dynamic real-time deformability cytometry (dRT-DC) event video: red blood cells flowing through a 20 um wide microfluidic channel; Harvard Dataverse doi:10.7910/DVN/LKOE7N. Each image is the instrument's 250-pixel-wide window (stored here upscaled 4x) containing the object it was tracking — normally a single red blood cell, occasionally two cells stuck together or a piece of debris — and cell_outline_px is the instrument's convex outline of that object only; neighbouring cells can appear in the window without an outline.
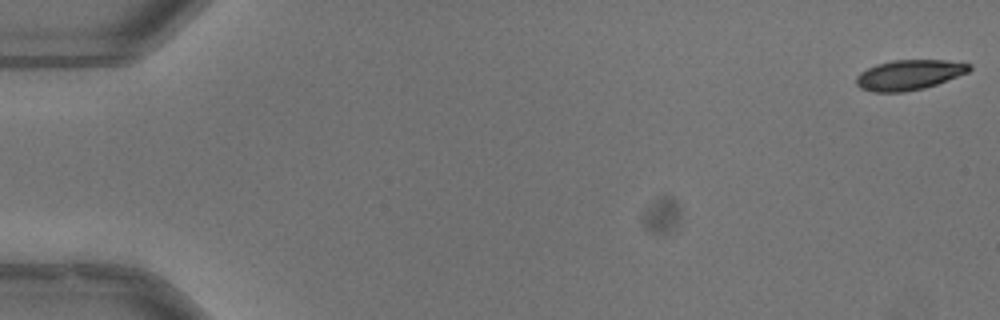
{"species": "common noctule bat (a hibernating species)", "species_latin": "Nyctalus noctula", "temperature_condition": "warm", "stored_images_in_passage": 53, "camera_frame_rate_fps": 3000, "um_per_image_px": 0.085, "animal": {"sex": "male", "body_mass_g": 13.3}, "frame": {"image": 1, "passage_image": 1, "time_ms": 0.0, "image_size_px": [1000, 320], "cell_outline_px": [[972, 68], [968, 72], [936, 84], [924, 88], [904, 92], [872, 92], [860, 88], [856, 84], [856, 76], [860, 72], [876, 64], [892, 60], [944, 60], [972, 64]], "centroid_in_image_um": [77.25, 6.36], "position_along_channel_um": 7.8, "area_um2": 19.83}}
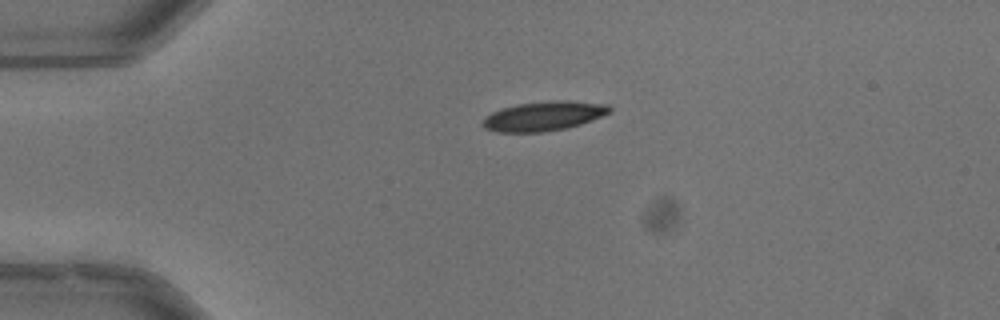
{"frame": {"image": 2, "passage_image": 13, "time_ms": 4.0, "image_size_px": [1000, 320], "cell_outline_px": [[612, 112], [592, 120], [568, 128], [544, 132], [496, 132], [484, 128], [480, 124], [484, 116], [492, 112], [516, 104], [552, 100], [568, 100], [608, 104], [612, 108]], "centroid_in_image_um": [46.22, 9.86], "position_along_channel_um": 38.8, "area_um2": 22.08}, "authors_computed_cell_mechanics": {"area_um2": 22.0796, "velocity_mm_per_s": 3.9691, "shape_relaxation_time_tau1_ms": 2.7667, "shape_relaxation_time_tau2_ms": 7.8671, "deformation_change_tau1": 0.131, "deformation_change_tau2": 0.1369}}